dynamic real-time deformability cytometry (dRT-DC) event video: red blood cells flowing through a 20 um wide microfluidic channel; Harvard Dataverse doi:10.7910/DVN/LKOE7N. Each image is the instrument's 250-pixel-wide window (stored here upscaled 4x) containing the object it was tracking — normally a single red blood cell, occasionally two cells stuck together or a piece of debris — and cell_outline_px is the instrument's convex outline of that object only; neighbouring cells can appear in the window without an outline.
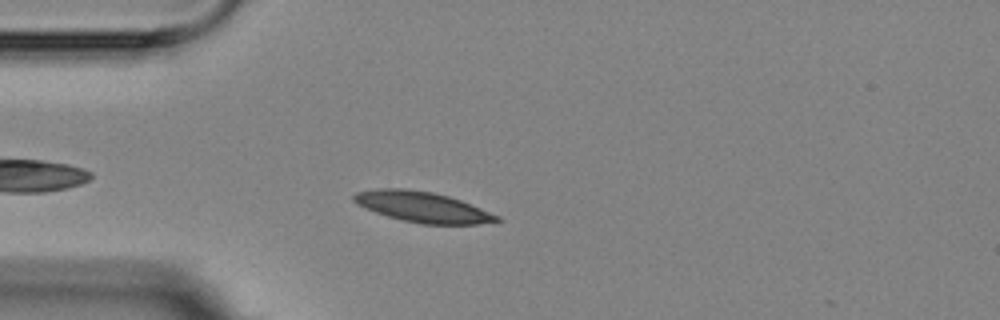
{"species": "Egyptian fruit bat (a non-hibernating species)", "species_latin": "Rousettus aegyptiacus", "temperature_condition": "room temperature", "stored_images_in_passage": 4, "camera_frame_rate_fps": 3000, "um_per_image_px": 0.085, "animal": {"sex": "female"}, "frame": {"image": 1, "passage_image": 4, "time_ms": 4.0, "image_size_px": [1000, 320], "cell_outline_px": [[500, 220], [476, 224], [420, 224], [388, 216], [376, 212], [356, 204], [352, 200], [352, 196], [356, 192], [380, 188], [404, 188], [432, 192], [448, 196], [460, 200], [500, 216]], "centroid_in_image_um": [35.87, 17.58], "position_along_channel_um": 49.1, "area_um2": 25.14}}